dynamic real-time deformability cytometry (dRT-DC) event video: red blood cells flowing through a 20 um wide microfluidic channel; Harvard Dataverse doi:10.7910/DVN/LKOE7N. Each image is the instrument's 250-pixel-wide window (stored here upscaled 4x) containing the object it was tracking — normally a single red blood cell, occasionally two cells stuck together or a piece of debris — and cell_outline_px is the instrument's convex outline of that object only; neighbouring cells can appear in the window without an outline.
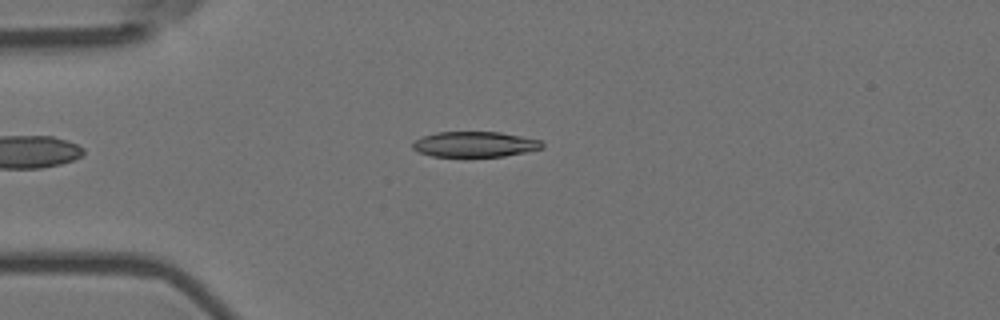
{"species": "Egyptian fruit bat (a non-hibernating species)", "species_latin": "Rousettus aegyptiacus", "temperature_condition": "room temperature", "stored_images_in_passage": 48, "camera_frame_rate_fps": 3000, "um_per_image_px": 0.085, "animal": {"sex": "female"}, "frame": {"image": 1, "passage_image": 11, "time_ms": 3.333, "image_size_px": [1000, 320], "cell_outline_px": [[544, 148], [504, 156], [432, 156], [416, 152], [412, 148], [412, 144], [416, 140], [424, 136], [436, 132], [500, 132], [540, 140], [544, 144]], "centroid_in_image_um": [40.34, 12.26], "position_along_channel_um": 44.7, "area_um2": 19.07}}
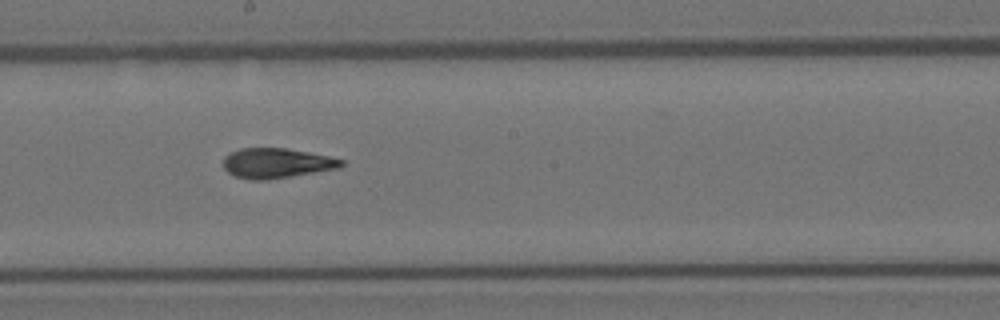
{"frame": {"image": 2, "passage_image": 27, "time_ms": 8.667, "image_size_px": [1000, 320], "cell_outline_px": [[344, 164], [340, 168], [264, 180], [252, 180], [236, 176], [228, 172], [224, 168], [224, 156], [240, 148], [288, 148], [328, 156], [344, 160]], "centroid_in_image_um": [23.51, 13.86], "position_along_channel_um": 224.7, "area_um2": 20.4}}
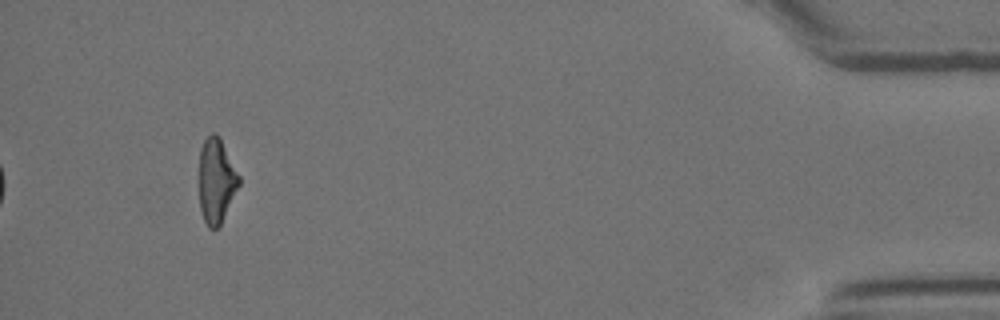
{"frame": {"image": 3, "passage_image": 48, "time_ms": 15.667, "image_size_px": [1000, 320], "cell_outline_px": [[240, 184], [220, 224], [216, 228], [208, 228], [200, 212], [200, 148], [204, 140], [212, 132], [216, 132], [220, 136], [240, 176]], "centroid_in_image_um": [18.39, 15.32], "position_along_channel_um": 416.8, "area_um2": 19.65}, "authors_computed_cell_mechanics": {"area_um2": 20.6346, "velocity_mm_per_s": 3.7534, "shape_relaxation_time_tau1_ms": 10.65, "shape_relaxation_time_tau2_ms": 2.1055, "deformation_change_tau1": 0.2735, "deformation_change_tau2": 0.1082}}